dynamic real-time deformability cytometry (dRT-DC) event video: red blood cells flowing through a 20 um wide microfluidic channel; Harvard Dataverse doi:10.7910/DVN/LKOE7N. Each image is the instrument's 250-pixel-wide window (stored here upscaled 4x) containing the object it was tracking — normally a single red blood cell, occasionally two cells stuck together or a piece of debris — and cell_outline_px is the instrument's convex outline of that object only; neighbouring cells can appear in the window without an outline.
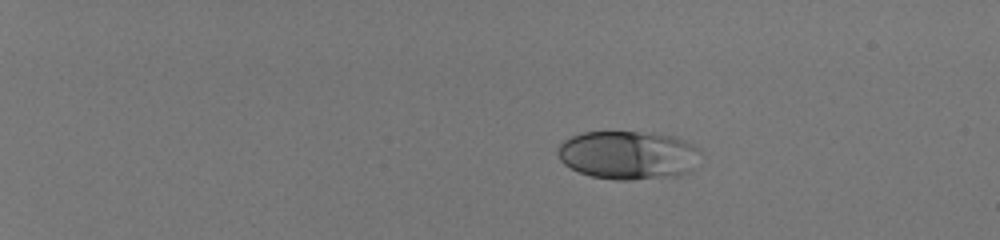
{"species": "human", "species_latin": "Homo sapiens", "temperature_condition": "room temperature", "stored_images_in_passage": 45, "camera_frame_rate_fps": 3000, "um_per_image_px": 0.085, "donor": {"sex": "male"}, "frame": {"image": 1, "passage_image": 1, "time_ms": 0.0, "image_size_px": [1000, 240], "cell_outline_px": [[704, 156], [692, 172], [676, 176], [632, 180], [616, 180], [592, 176], [580, 172], [564, 164], [560, 160], [556, 152], [560, 144], [564, 140], [572, 136], [584, 132], [652, 132], [676, 136], [700, 148]], "centroid_in_image_um": [53.49, 13.18], "position_along_channel_um": 31.5, "area_um2": 41.21}}
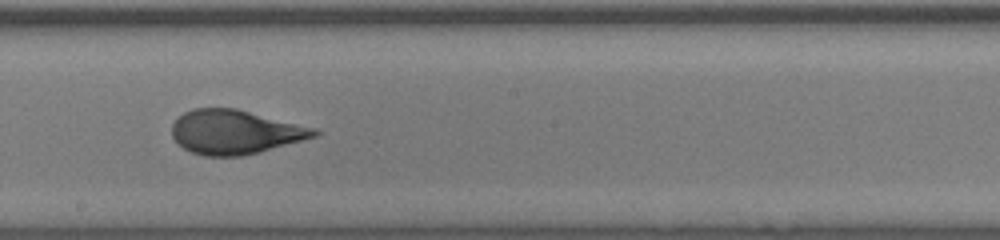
{"frame": {"image": 2, "passage_image": 26, "time_ms": 8.333, "image_size_px": [1000, 240], "cell_outline_px": [[320, 132], [316, 136], [260, 152], [240, 156], [204, 156], [192, 152], [184, 148], [172, 136], [172, 124], [184, 112], [192, 108], [236, 108], [316, 128]], "centroid_in_image_um": [19.98, 11.21], "position_along_channel_um": 228.2, "area_um2": 36.41}}
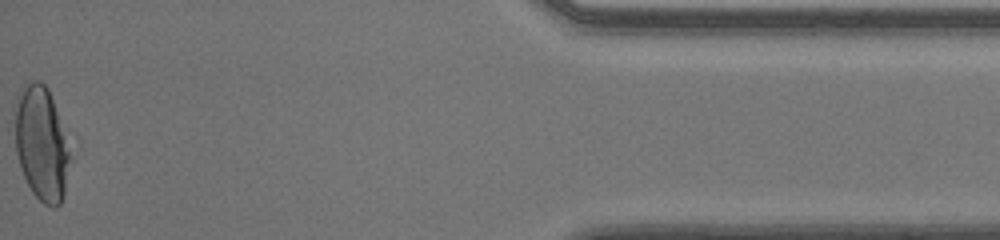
{"frame": {"image": 3, "passage_image": 45, "time_ms": 14.667, "image_size_px": [1000, 240], "cell_outline_px": [[80, 140], [64, 196], [60, 204], [56, 208], [52, 208], [44, 204], [32, 192], [20, 168], [16, 152], [16, 108], [20, 88], [32, 80], [40, 80], [48, 88]], "centroid_in_image_um": [3.77, 12.17], "position_along_channel_um": 431.4, "area_um2": 40.52}, "authors_computed_cell_mechanics": {"area_um2": 37.1654, "velocity_mm_per_s": 4.0784, "shape_relaxation_time_tau1_ms": 5.0363, "shape_relaxation_time_tau2_ms": null, "deformation_change_tau1": 0.1889, "deformation_change_tau2": null}}